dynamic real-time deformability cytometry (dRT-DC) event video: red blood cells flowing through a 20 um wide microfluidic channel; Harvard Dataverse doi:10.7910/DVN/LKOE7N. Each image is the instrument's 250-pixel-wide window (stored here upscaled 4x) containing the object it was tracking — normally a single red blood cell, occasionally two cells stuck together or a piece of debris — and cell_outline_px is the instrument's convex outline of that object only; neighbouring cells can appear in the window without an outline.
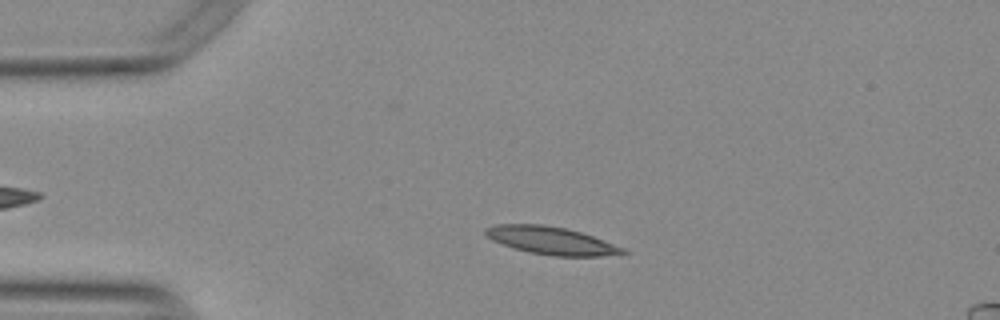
{"species": "Egyptian fruit bat (a non-hibernating species)", "species_latin": "Rousettus aegyptiacus", "temperature_condition": "warm", "stored_images_in_passage": 46, "camera_frame_rate_fps": 3000, "um_per_image_px": 0.085, "animal": {"sex": "female"}, "frame": {"image": 1, "passage_image": 10, "time_ms": 3.0, "image_size_px": [1000, 320], "cell_outline_px": [[628, 252], [600, 256], [552, 256], [528, 252], [512, 248], [492, 240], [484, 232], [484, 228], [496, 224], [540, 224], [564, 228], [580, 232], [592, 236], [624, 248]], "centroid_in_image_um": [46.79, 20.45], "position_along_channel_um": 38.2, "area_um2": 21.96}}
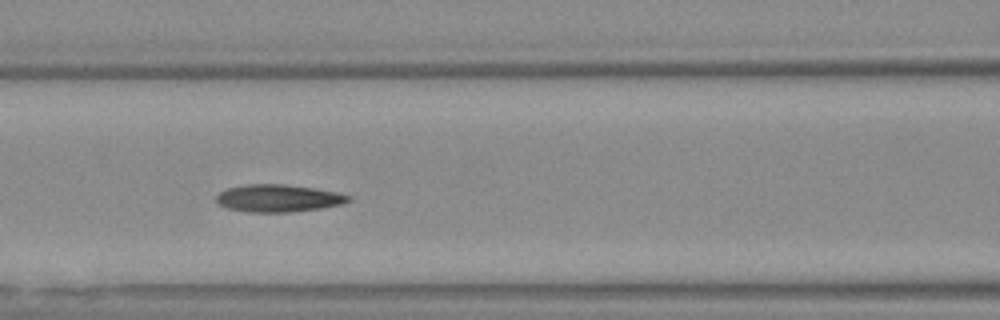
{"frame": {"image": 2, "passage_image": 21, "time_ms": 6.667, "image_size_px": [1000, 320], "cell_outline_px": [[352, 200], [344, 204], [320, 208], [288, 212], [248, 212], [228, 208], [220, 204], [216, 200], [216, 196], [220, 192], [228, 188], [248, 184], [284, 184], [312, 188], [336, 192], [352, 196]], "centroid_in_image_um": [23.69, 16.85], "position_along_channel_um": 142.9, "area_um2": 20.98}}
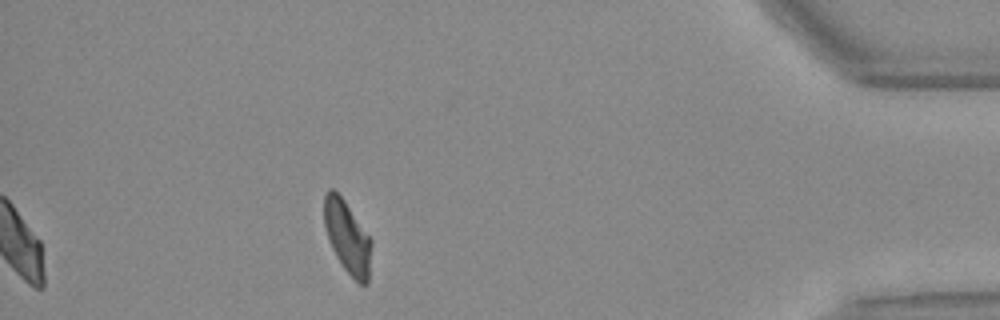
{"frame": {"image": 3, "passage_image": 46, "time_ms": 15.0, "image_size_px": [1000, 320], "cell_outline_px": [[372, 244], [368, 284], [360, 284], [344, 268], [336, 256], [328, 240], [324, 224], [324, 196], [328, 188], [332, 188], [344, 200], [372, 240]], "centroid_in_image_um": [29.52, 20.15], "position_along_channel_um": 405.7, "area_um2": 19.83}, "authors_computed_cell_mechanics": {"area_um2": 21.0103, "velocity_mm_per_s": 3.7613, "shape_relaxation_time_tau1_ms": 6.9785, "shape_relaxation_time_tau2_ms": 3.1297, "deformation_change_tau1": 0.2065, "deformation_change_tau2": 0.1026}}